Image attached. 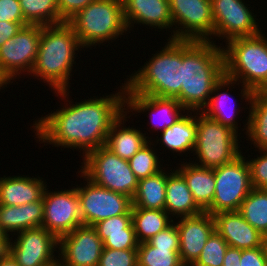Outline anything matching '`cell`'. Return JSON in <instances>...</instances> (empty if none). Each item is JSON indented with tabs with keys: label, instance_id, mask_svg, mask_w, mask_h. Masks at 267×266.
<instances>
[{
	"label": "cell",
	"instance_id": "obj_19",
	"mask_svg": "<svg viewBox=\"0 0 267 266\" xmlns=\"http://www.w3.org/2000/svg\"><path fill=\"white\" fill-rule=\"evenodd\" d=\"M124 19L130 31L135 25H143L158 32L168 30L173 39V21L170 13L169 0H122ZM135 24V25H134ZM156 28V29H155ZM160 29V31H159ZM168 29V30H167Z\"/></svg>",
	"mask_w": 267,
	"mask_h": 266
},
{
	"label": "cell",
	"instance_id": "obj_47",
	"mask_svg": "<svg viewBox=\"0 0 267 266\" xmlns=\"http://www.w3.org/2000/svg\"><path fill=\"white\" fill-rule=\"evenodd\" d=\"M9 242H0V257L6 252Z\"/></svg>",
	"mask_w": 267,
	"mask_h": 266
},
{
	"label": "cell",
	"instance_id": "obj_25",
	"mask_svg": "<svg viewBox=\"0 0 267 266\" xmlns=\"http://www.w3.org/2000/svg\"><path fill=\"white\" fill-rule=\"evenodd\" d=\"M44 203L35 201L23 205L6 206L0 204V227L8 238L23 230L42 227Z\"/></svg>",
	"mask_w": 267,
	"mask_h": 266
},
{
	"label": "cell",
	"instance_id": "obj_21",
	"mask_svg": "<svg viewBox=\"0 0 267 266\" xmlns=\"http://www.w3.org/2000/svg\"><path fill=\"white\" fill-rule=\"evenodd\" d=\"M215 231L228 243L229 247L254 249L264 245L265 237L251 226L238 211L213 214Z\"/></svg>",
	"mask_w": 267,
	"mask_h": 266
},
{
	"label": "cell",
	"instance_id": "obj_36",
	"mask_svg": "<svg viewBox=\"0 0 267 266\" xmlns=\"http://www.w3.org/2000/svg\"><path fill=\"white\" fill-rule=\"evenodd\" d=\"M101 240L104 248L114 250H137L139 246L133 224L123 232L107 233Z\"/></svg>",
	"mask_w": 267,
	"mask_h": 266
},
{
	"label": "cell",
	"instance_id": "obj_40",
	"mask_svg": "<svg viewBox=\"0 0 267 266\" xmlns=\"http://www.w3.org/2000/svg\"><path fill=\"white\" fill-rule=\"evenodd\" d=\"M147 242L155 248L163 247L169 248V250H179L180 240L176 223L173 222L166 229L151 237Z\"/></svg>",
	"mask_w": 267,
	"mask_h": 266
},
{
	"label": "cell",
	"instance_id": "obj_7",
	"mask_svg": "<svg viewBox=\"0 0 267 266\" xmlns=\"http://www.w3.org/2000/svg\"><path fill=\"white\" fill-rule=\"evenodd\" d=\"M242 137L230 127L196 111V144L191 155L196 157L191 162L209 169L229 163L243 152Z\"/></svg>",
	"mask_w": 267,
	"mask_h": 266
},
{
	"label": "cell",
	"instance_id": "obj_22",
	"mask_svg": "<svg viewBox=\"0 0 267 266\" xmlns=\"http://www.w3.org/2000/svg\"><path fill=\"white\" fill-rule=\"evenodd\" d=\"M43 177L29 175H10L0 177V204L18 206L40 201L43 198L47 182Z\"/></svg>",
	"mask_w": 267,
	"mask_h": 266
},
{
	"label": "cell",
	"instance_id": "obj_32",
	"mask_svg": "<svg viewBox=\"0 0 267 266\" xmlns=\"http://www.w3.org/2000/svg\"><path fill=\"white\" fill-rule=\"evenodd\" d=\"M25 21L29 25H55L61 23L57 0H19Z\"/></svg>",
	"mask_w": 267,
	"mask_h": 266
},
{
	"label": "cell",
	"instance_id": "obj_37",
	"mask_svg": "<svg viewBox=\"0 0 267 266\" xmlns=\"http://www.w3.org/2000/svg\"><path fill=\"white\" fill-rule=\"evenodd\" d=\"M258 151L255 158L246 157L249 167L251 184L253 188L267 189V149L253 150Z\"/></svg>",
	"mask_w": 267,
	"mask_h": 266
},
{
	"label": "cell",
	"instance_id": "obj_49",
	"mask_svg": "<svg viewBox=\"0 0 267 266\" xmlns=\"http://www.w3.org/2000/svg\"><path fill=\"white\" fill-rule=\"evenodd\" d=\"M54 266H67V265L63 264V263L58 259L57 262L54 264Z\"/></svg>",
	"mask_w": 267,
	"mask_h": 266
},
{
	"label": "cell",
	"instance_id": "obj_48",
	"mask_svg": "<svg viewBox=\"0 0 267 266\" xmlns=\"http://www.w3.org/2000/svg\"><path fill=\"white\" fill-rule=\"evenodd\" d=\"M0 242H9V238L6 236V234L1 230L0 227Z\"/></svg>",
	"mask_w": 267,
	"mask_h": 266
},
{
	"label": "cell",
	"instance_id": "obj_35",
	"mask_svg": "<svg viewBox=\"0 0 267 266\" xmlns=\"http://www.w3.org/2000/svg\"><path fill=\"white\" fill-rule=\"evenodd\" d=\"M228 243L216 231L206 241L198 259L192 266H223Z\"/></svg>",
	"mask_w": 267,
	"mask_h": 266
},
{
	"label": "cell",
	"instance_id": "obj_45",
	"mask_svg": "<svg viewBox=\"0 0 267 266\" xmlns=\"http://www.w3.org/2000/svg\"><path fill=\"white\" fill-rule=\"evenodd\" d=\"M241 255L242 249L228 247L225 253L223 266H241Z\"/></svg>",
	"mask_w": 267,
	"mask_h": 266
},
{
	"label": "cell",
	"instance_id": "obj_18",
	"mask_svg": "<svg viewBox=\"0 0 267 266\" xmlns=\"http://www.w3.org/2000/svg\"><path fill=\"white\" fill-rule=\"evenodd\" d=\"M179 232V255L182 263L193 264L200 256L206 241L215 231L212 214L206 211L194 216L175 219Z\"/></svg>",
	"mask_w": 267,
	"mask_h": 266
},
{
	"label": "cell",
	"instance_id": "obj_11",
	"mask_svg": "<svg viewBox=\"0 0 267 266\" xmlns=\"http://www.w3.org/2000/svg\"><path fill=\"white\" fill-rule=\"evenodd\" d=\"M173 39L211 41L214 20L210 0H169Z\"/></svg>",
	"mask_w": 267,
	"mask_h": 266
},
{
	"label": "cell",
	"instance_id": "obj_6",
	"mask_svg": "<svg viewBox=\"0 0 267 266\" xmlns=\"http://www.w3.org/2000/svg\"><path fill=\"white\" fill-rule=\"evenodd\" d=\"M68 23L80 45L90 50L97 48V45L100 48L101 44H110V41L112 43L129 33L122 0H95L73 16Z\"/></svg>",
	"mask_w": 267,
	"mask_h": 266
},
{
	"label": "cell",
	"instance_id": "obj_51",
	"mask_svg": "<svg viewBox=\"0 0 267 266\" xmlns=\"http://www.w3.org/2000/svg\"><path fill=\"white\" fill-rule=\"evenodd\" d=\"M264 246H265V249H266V252H267V240H264Z\"/></svg>",
	"mask_w": 267,
	"mask_h": 266
},
{
	"label": "cell",
	"instance_id": "obj_41",
	"mask_svg": "<svg viewBox=\"0 0 267 266\" xmlns=\"http://www.w3.org/2000/svg\"><path fill=\"white\" fill-rule=\"evenodd\" d=\"M95 0H57L59 16L62 22H68L79 11Z\"/></svg>",
	"mask_w": 267,
	"mask_h": 266
},
{
	"label": "cell",
	"instance_id": "obj_39",
	"mask_svg": "<svg viewBox=\"0 0 267 266\" xmlns=\"http://www.w3.org/2000/svg\"><path fill=\"white\" fill-rule=\"evenodd\" d=\"M131 224H132V214L130 210L125 215L114 216V217L102 220L100 222H97L94 225V227L97 231L98 236L102 238L107 233L123 232Z\"/></svg>",
	"mask_w": 267,
	"mask_h": 266
},
{
	"label": "cell",
	"instance_id": "obj_26",
	"mask_svg": "<svg viewBox=\"0 0 267 266\" xmlns=\"http://www.w3.org/2000/svg\"><path fill=\"white\" fill-rule=\"evenodd\" d=\"M165 211L174 220L180 217L198 215L203 212L194 201L184 177L176 169L174 170L173 167L167 170Z\"/></svg>",
	"mask_w": 267,
	"mask_h": 266
},
{
	"label": "cell",
	"instance_id": "obj_15",
	"mask_svg": "<svg viewBox=\"0 0 267 266\" xmlns=\"http://www.w3.org/2000/svg\"><path fill=\"white\" fill-rule=\"evenodd\" d=\"M43 194V223L48 232L58 239L75 230L82 223L80 199L75 186L58 191L48 190Z\"/></svg>",
	"mask_w": 267,
	"mask_h": 266
},
{
	"label": "cell",
	"instance_id": "obj_13",
	"mask_svg": "<svg viewBox=\"0 0 267 266\" xmlns=\"http://www.w3.org/2000/svg\"><path fill=\"white\" fill-rule=\"evenodd\" d=\"M210 1L214 20L213 43L216 44L217 39L218 41L224 39L226 44L229 40L255 36L264 31L259 27L258 22L261 19L256 18L254 10L250 9L252 7L250 4H246L245 0Z\"/></svg>",
	"mask_w": 267,
	"mask_h": 266
},
{
	"label": "cell",
	"instance_id": "obj_4",
	"mask_svg": "<svg viewBox=\"0 0 267 266\" xmlns=\"http://www.w3.org/2000/svg\"><path fill=\"white\" fill-rule=\"evenodd\" d=\"M223 54L225 75L241 83L240 102L250 105L253 92L267 91V36L261 32L229 40Z\"/></svg>",
	"mask_w": 267,
	"mask_h": 266
},
{
	"label": "cell",
	"instance_id": "obj_10",
	"mask_svg": "<svg viewBox=\"0 0 267 266\" xmlns=\"http://www.w3.org/2000/svg\"><path fill=\"white\" fill-rule=\"evenodd\" d=\"M40 37L41 25H26L0 47V80L6 86L23 75L24 78L28 74V78L37 58Z\"/></svg>",
	"mask_w": 267,
	"mask_h": 266
},
{
	"label": "cell",
	"instance_id": "obj_44",
	"mask_svg": "<svg viewBox=\"0 0 267 266\" xmlns=\"http://www.w3.org/2000/svg\"><path fill=\"white\" fill-rule=\"evenodd\" d=\"M29 25L27 22H7L0 21V47L7 39L12 38L17 34L23 26Z\"/></svg>",
	"mask_w": 267,
	"mask_h": 266
},
{
	"label": "cell",
	"instance_id": "obj_34",
	"mask_svg": "<svg viewBox=\"0 0 267 266\" xmlns=\"http://www.w3.org/2000/svg\"><path fill=\"white\" fill-rule=\"evenodd\" d=\"M138 266H180L179 250L151 246L147 241L137 248Z\"/></svg>",
	"mask_w": 267,
	"mask_h": 266
},
{
	"label": "cell",
	"instance_id": "obj_52",
	"mask_svg": "<svg viewBox=\"0 0 267 266\" xmlns=\"http://www.w3.org/2000/svg\"><path fill=\"white\" fill-rule=\"evenodd\" d=\"M180 266H192L191 264L182 263Z\"/></svg>",
	"mask_w": 267,
	"mask_h": 266
},
{
	"label": "cell",
	"instance_id": "obj_43",
	"mask_svg": "<svg viewBox=\"0 0 267 266\" xmlns=\"http://www.w3.org/2000/svg\"><path fill=\"white\" fill-rule=\"evenodd\" d=\"M241 266H267L265 246L254 249H242Z\"/></svg>",
	"mask_w": 267,
	"mask_h": 266
},
{
	"label": "cell",
	"instance_id": "obj_5",
	"mask_svg": "<svg viewBox=\"0 0 267 266\" xmlns=\"http://www.w3.org/2000/svg\"><path fill=\"white\" fill-rule=\"evenodd\" d=\"M166 40L165 46L151 54L142 68L127 75L124 83L131 92L160 98H176L180 94L182 40Z\"/></svg>",
	"mask_w": 267,
	"mask_h": 266
},
{
	"label": "cell",
	"instance_id": "obj_3",
	"mask_svg": "<svg viewBox=\"0 0 267 266\" xmlns=\"http://www.w3.org/2000/svg\"><path fill=\"white\" fill-rule=\"evenodd\" d=\"M81 50L84 49L68 22L41 26L37 58L29 76L43 80L51 92L70 89L72 73L77 71L73 70L75 59Z\"/></svg>",
	"mask_w": 267,
	"mask_h": 266
},
{
	"label": "cell",
	"instance_id": "obj_38",
	"mask_svg": "<svg viewBox=\"0 0 267 266\" xmlns=\"http://www.w3.org/2000/svg\"><path fill=\"white\" fill-rule=\"evenodd\" d=\"M98 266H138L137 250L103 248Z\"/></svg>",
	"mask_w": 267,
	"mask_h": 266
},
{
	"label": "cell",
	"instance_id": "obj_9",
	"mask_svg": "<svg viewBox=\"0 0 267 266\" xmlns=\"http://www.w3.org/2000/svg\"><path fill=\"white\" fill-rule=\"evenodd\" d=\"M245 153L214 168L215 194L212 204L205 210L209 214L239 211L242 201L252 190L249 163L246 155H243Z\"/></svg>",
	"mask_w": 267,
	"mask_h": 266
},
{
	"label": "cell",
	"instance_id": "obj_50",
	"mask_svg": "<svg viewBox=\"0 0 267 266\" xmlns=\"http://www.w3.org/2000/svg\"><path fill=\"white\" fill-rule=\"evenodd\" d=\"M6 85L0 80V91L3 90L4 88L6 89Z\"/></svg>",
	"mask_w": 267,
	"mask_h": 266
},
{
	"label": "cell",
	"instance_id": "obj_16",
	"mask_svg": "<svg viewBox=\"0 0 267 266\" xmlns=\"http://www.w3.org/2000/svg\"><path fill=\"white\" fill-rule=\"evenodd\" d=\"M103 241L93 225H79L59 238L58 259L67 266H98Z\"/></svg>",
	"mask_w": 267,
	"mask_h": 266
},
{
	"label": "cell",
	"instance_id": "obj_14",
	"mask_svg": "<svg viewBox=\"0 0 267 266\" xmlns=\"http://www.w3.org/2000/svg\"><path fill=\"white\" fill-rule=\"evenodd\" d=\"M14 236V240L9 238L6 251L19 266H54L57 262L59 239L44 227L23 230Z\"/></svg>",
	"mask_w": 267,
	"mask_h": 266
},
{
	"label": "cell",
	"instance_id": "obj_23",
	"mask_svg": "<svg viewBox=\"0 0 267 266\" xmlns=\"http://www.w3.org/2000/svg\"><path fill=\"white\" fill-rule=\"evenodd\" d=\"M156 137L155 141L154 138L151 140L155 142V147L160 142L159 147H164L163 151L166 148L169 153H176L174 158H177L176 155L183 157V154H189L188 159L185 156L188 161L191 158L190 152L193 153L196 144V111H187L175 124L161 131L160 137Z\"/></svg>",
	"mask_w": 267,
	"mask_h": 266
},
{
	"label": "cell",
	"instance_id": "obj_42",
	"mask_svg": "<svg viewBox=\"0 0 267 266\" xmlns=\"http://www.w3.org/2000/svg\"><path fill=\"white\" fill-rule=\"evenodd\" d=\"M0 21L26 22L19 0H0Z\"/></svg>",
	"mask_w": 267,
	"mask_h": 266
},
{
	"label": "cell",
	"instance_id": "obj_24",
	"mask_svg": "<svg viewBox=\"0 0 267 266\" xmlns=\"http://www.w3.org/2000/svg\"><path fill=\"white\" fill-rule=\"evenodd\" d=\"M128 115V112L124 110L112 123L105 145L114 154L127 161L152 139L151 136H148V133L145 136L146 133L140 130L142 128L137 127L136 129V127H130V125L127 127L125 125L126 121H129L132 117ZM126 118H129V120Z\"/></svg>",
	"mask_w": 267,
	"mask_h": 266
},
{
	"label": "cell",
	"instance_id": "obj_29",
	"mask_svg": "<svg viewBox=\"0 0 267 266\" xmlns=\"http://www.w3.org/2000/svg\"><path fill=\"white\" fill-rule=\"evenodd\" d=\"M138 180L137 191L132 198V206L146 209L165 210V192L167 184V168Z\"/></svg>",
	"mask_w": 267,
	"mask_h": 266
},
{
	"label": "cell",
	"instance_id": "obj_20",
	"mask_svg": "<svg viewBox=\"0 0 267 266\" xmlns=\"http://www.w3.org/2000/svg\"><path fill=\"white\" fill-rule=\"evenodd\" d=\"M240 84L241 83H239L237 80H234L226 75H223V77L215 84L209 102L202 109L201 112L205 114L207 117L219 122L220 124L230 127L237 134L242 135L243 133L240 131V129H238L239 127H241V124L240 126H238L239 124L237 122L238 121L237 119H239V117L237 115L242 112V109L244 107H245L244 110L245 109L248 110L249 107H247V105L242 107L239 106L237 107L239 103L235 104L234 102H237L236 100L238 99H234L233 96L230 94V92H228L229 89L232 92L235 89V87H237V85L239 87Z\"/></svg>",
	"mask_w": 267,
	"mask_h": 266
},
{
	"label": "cell",
	"instance_id": "obj_1",
	"mask_svg": "<svg viewBox=\"0 0 267 266\" xmlns=\"http://www.w3.org/2000/svg\"><path fill=\"white\" fill-rule=\"evenodd\" d=\"M119 87L115 94L91 96L75 103L69 99L72 93L69 89L54 91L64 104L53 113L37 117L33 126L30 125L36 142L61 147V150L73 148L80 156L82 151L81 158L105 146L112 123L125 110V83Z\"/></svg>",
	"mask_w": 267,
	"mask_h": 266
},
{
	"label": "cell",
	"instance_id": "obj_30",
	"mask_svg": "<svg viewBox=\"0 0 267 266\" xmlns=\"http://www.w3.org/2000/svg\"><path fill=\"white\" fill-rule=\"evenodd\" d=\"M131 214L132 224L139 243L148 241L174 222V219L165 210L132 206Z\"/></svg>",
	"mask_w": 267,
	"mask_h": 266
},
{
	"label": "cell",
	"instance_id": "obj_8",
	"mask_svg": "<svg viewBox=\"0 0 267 266\" xmlns=\"http://www.w3.org/2000/svg\"><path fill=\"white\" fill-rule=\"evenodd\" d=\"M80 172L96 185L134 197L138 179L129 162L114 154L106 146L90 151L82 158Z\"/></svg>",
	"mask_w": 267,
	"mask_h": 266
},
{
	"label": "cell",
	"instance_id": "obj_46",
	"mask_svg": "<svg viewBox=\"0 0 267 266\" xmlns=\"http://www.w3.org/2000/svg\"><path fill=\"white\" fill-rule=\"evenodd\" d=\"M0 266H19L16 261L10 256V254L6 251L0 257Z\"/></svg>",
	"mask_w": 267,
	"mask_h": 266
},
{
	"label": "cell",
	"instance_id": "obj_12",
	"mask_svg": "<svg viewBox=\"0 0 267 266\" xmlns=\"http://www.w3.org/2000/svg\"><path fill=\"white\" fill-rule=\"evenodd\" d=\"M77 173V176L80 175L84 182L79 186L75 185L80 199L83 224L94 226L97 222L107 218L125 215L132 209L130 197L96 185L79 170Z\"/></svg>",
	"mask_w": 267,
	"mask_h": 266
},
{
	"label": "cell",
	"instance_id": "obj_28",
	"mask_svg": "<svg viewBox=\"0 0 267 266\" xmlns=\"http://www.w3.org/2000/svg\"><path fill=\"white\" fill-rule=\"evenodd\" d=\"M248 116L241 130L255 150L267 149V91L253 92Z\"/></svg>",
	"mask_w": 267,
	"mask_h": 266
},
{
	"label": "cell",
	"instance_id": "obj_17",
	"mask_svg": "<svg viewBox=\"0 0 267 266\" xmlns=\"http://www.w3.org/2000/svg\"><path fill=\"white\" fill-rule=\"evenodd\" d=\"M125 111L130 115L146 113V116L148 112V118H150L148 131L153 129L156 132L171 127L187 112L176 98H160L137 94L131 92L126 86Z\"/></svg>",
	"mask_w": 267,
	"mask_h": 266
},
{
	"label": "cell",
	"instance_id": "obj_27",
	"mask_svg": "<svg viewBox=\"0 0 267 266\" xmlns=\"http://www.w3.org/2000/svg\"><path fill=\"white\" fill-rule=\"evenodd\" d=\"M180 162L176 165L178 167L175 166L174 169L184 177L194 201L205 211L212 204L215 194L214 169L198 166L191 160Z\"/></svg>",
	"mask_w": 267,
	"mask_h": 266
},
{
	"label": "cell",
	"instance_id": "obj_33",
	"mask_svg": "<svg viewBox=\"0 0 267 266\" xmlns=\"http://www.w3.org/2000/svg\"><path fill=\"white\" fill-rule=\"evenodd\" d=\"M154 146V143L150 140L128 160L130 168L138 180L153 175L164 168V162H162L164 157L159 158L162 153ZM157 152L160 154H157Z\"/></svg>",
	"mask_w": 267,
	"mask_h": 266
},
{
	"label": "cell",
	"instance_id": "obj_2",
	"mask_svg": "<svg viewBox=\"0 0 267 266\" xmlns=\"http://www.w3.org/2000/svg\"><path fill=\"white\" fill-rule=\"evenodd\" d=\"M223 75L222 43L182 40V86L176 99L187 111H202Z\"/></svg>",
	"mask_w": 267,
	"mask_h": 266
},
{
	"label": "cell",
	"instance_id": "obj_31",
	"mask_svg": "<svg viewBox=\"0 0 267 266\" xmlns=\"http://www.w3.org/2000/svg\"><path fill=\"white\" fill-rule=\"evenodd\" d=\"M264 237H267V189L252 188L238 211Z\"/></svg>",
	"mask_w": 267,
	"mask_h": 266
}]
</instances>
